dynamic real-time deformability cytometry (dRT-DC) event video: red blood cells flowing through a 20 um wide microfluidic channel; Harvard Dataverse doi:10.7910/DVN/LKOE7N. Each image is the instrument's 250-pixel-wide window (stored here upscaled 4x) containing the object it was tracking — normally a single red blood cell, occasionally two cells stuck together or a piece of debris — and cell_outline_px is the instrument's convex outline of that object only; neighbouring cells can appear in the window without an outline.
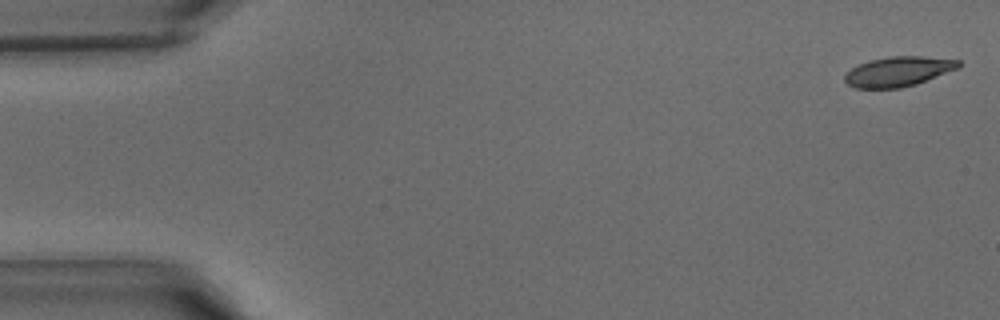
{"species": "common noctule bat (a hibernating species)", "species_latin": "Nyctalus noctula", "temperature_condition": "warm", "stored_images_in_passage": 12, "camera_frame_rate_fps": 3000, "um_per_image_px": 0.085, "animal": {"sex": "male", "body_mass_g": 15.6}, "frame": {"image": 1, "passage_image": 1, "time_ms": 0.0, "image_size_px": [1000, 320], "cell_outline_px": [[960, 68], [916, 84], [900, 88], [856, 88], [848, 84], [844, 80], [844, 76], [852, 68], [868, 60], [888, 56], [920, 56], [960, 60]], "centroid_in_image_um": [76.37, 6.07], "position_along_channel_um": 8.6, "area_um2": 19.77}}
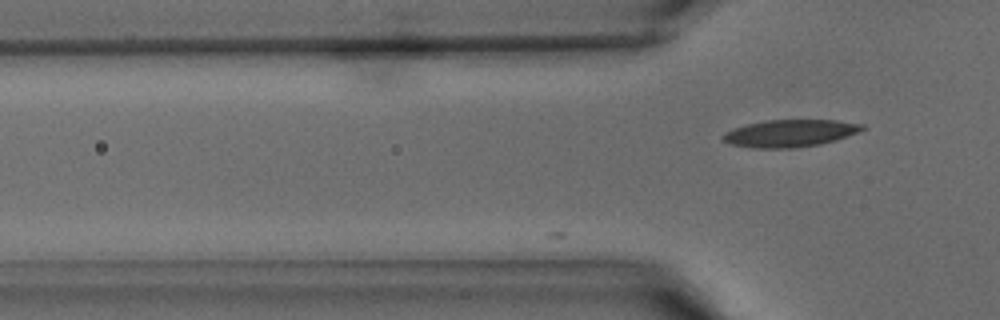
{"frame": {"image": 2, "passage_image": 12, "time_ms": 3.667, "image_size_px": [1000, 320], "cell_outline_px": [[868, 128], [860, 132], [836, 140], [820, 144], [792, 148], [752, 148], [728, 144], [720, 136], [724, 132], [732, 128], [748, 124], [768, 120], [836, 120], [864, 124]], "centroid_in_image_um": [67.16, 11.33], "position_along_channel_um": 58.6, "area_um2": 22.37}}